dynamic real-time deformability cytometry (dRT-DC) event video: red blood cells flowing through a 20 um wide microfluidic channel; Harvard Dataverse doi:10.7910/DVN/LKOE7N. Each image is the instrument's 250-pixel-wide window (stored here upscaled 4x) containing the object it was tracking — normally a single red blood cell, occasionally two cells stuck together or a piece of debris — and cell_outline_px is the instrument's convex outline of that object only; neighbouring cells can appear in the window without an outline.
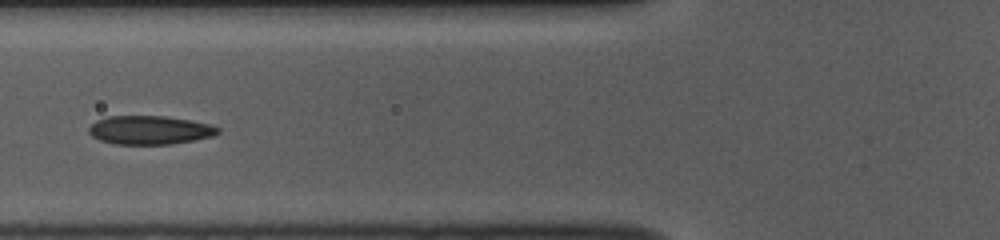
{"species": "common noctule bat (a hibernating species)", "species_latin": "Nyctalus noctula", "temperature_condition": "room temperature", "stored_images_in_passage": 27, "camera_frame_rate_fps": 3000, "um_per_image_px": 0.085, "animal": {"sex": "female", "body_mass_g": 10.0, "forearm_length_mm": 53.1}, "frame": {"image": 1, "passage_image": 8, "time_ms": 2.333, "image_size_px": [1000, 240], "cell_outline_px": [[220, 132], [212, 136], [196, 140], [172, 144], [116, 144], [100, 140], [92, 136], [88, 132], [88, 128], [96, 120], [108, 116], [164, 116], [212, 124], [220, 128]], "centroid_in_image_um": [12.74, 11.05], "position_along_channel_um": 113.1, "area_um2": 21.62}}